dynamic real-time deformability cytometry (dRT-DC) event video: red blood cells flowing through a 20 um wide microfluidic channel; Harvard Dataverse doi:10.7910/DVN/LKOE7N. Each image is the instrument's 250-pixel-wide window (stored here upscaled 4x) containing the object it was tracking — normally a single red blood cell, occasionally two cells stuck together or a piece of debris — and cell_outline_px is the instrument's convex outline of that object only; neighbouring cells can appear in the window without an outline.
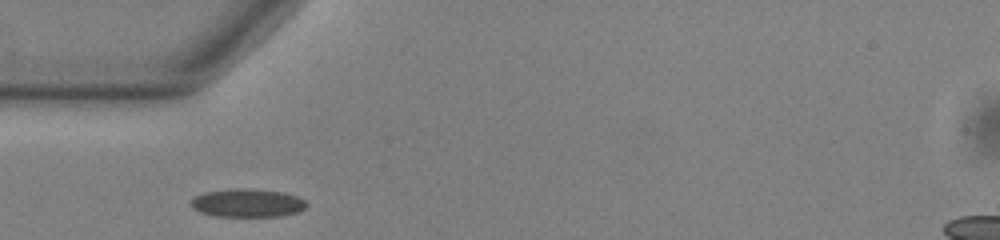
{"species": "common noctule bat (a hibernating species)", "species_latin": "Nyctalus noctula", "temperature_condition": "warm", "stored_images_in_passage": 38, "camera_frame_rate_fps": 3000, "um_per_image_px": 0.085, "animal": {"sex": "male", "body_mass_g": 13.0, "forearm_length_mm": 53.1}, "frame": {"image": 1, "passage_image": 1, "time_ms": 0.0, "image_size_px": [1000, 240], "cell_outline_px": [[308, 204], [300, 212], [280, 216], [216, 216], [200, 212], [192, 208], [188, 204], [188, 200], [204, 192], [232, 188], [252, 188], [284, 192], [296, 196], [304, 200]], "centroid_in_image_um": [21.0, 17.24], "position_along_channel_um": 64.0, "area_um2": 19.36}}
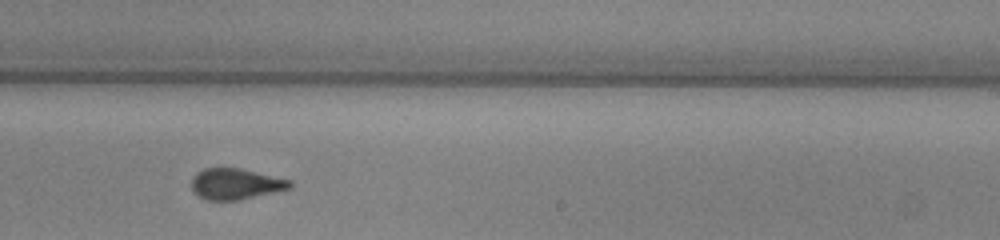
{"frame": {"image": 2, "passage_image": 17, "time_ms": 5.333, "image_size_px": [1000, 240], "cell_outline_px": [[292, 188], [240, 200], [208, 200], [196, 196], [192, 192], [192, 176], [196, 172], [204, 168], [240, 168], [292, 180]], "centroid_in_image_um": [20.01, 15.64], "position_along_channel_um": 269.0, "area_um2": 17.98}}
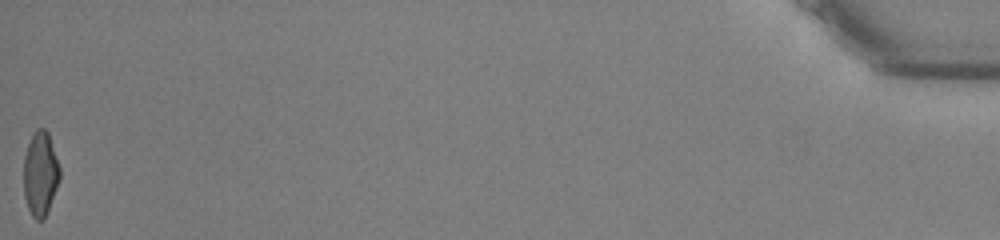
{"frame": {"image": 3, "passage_image": 38, "time_ms": 12.333, "image_size_px": [1000, 240], "cell_outline_px": [[60, 180], [48, 212], [44, 220], [36, 220], [32, 216], [28, 208], [24, 196], [24, 156], [28, 144], [36, 128], [44, 128], [48, 132], [60, 168]], "centroid_in_image_um": [3.44, 14.8], "position_along_channel_um": 431.8, "area_um2": 17.86}, "authors_computed_cell_mechanics": {"area_um2": 18.4093, "velocity_mm_per_s": 3.8538, "shape_relaxation_time_tau1_ms": 4.7669, "shape_relaxation_time_tau2_ms": 1.0172, "deformation_change_tau1": 0.1281, "deformation_change_tau2": 0.0785}}